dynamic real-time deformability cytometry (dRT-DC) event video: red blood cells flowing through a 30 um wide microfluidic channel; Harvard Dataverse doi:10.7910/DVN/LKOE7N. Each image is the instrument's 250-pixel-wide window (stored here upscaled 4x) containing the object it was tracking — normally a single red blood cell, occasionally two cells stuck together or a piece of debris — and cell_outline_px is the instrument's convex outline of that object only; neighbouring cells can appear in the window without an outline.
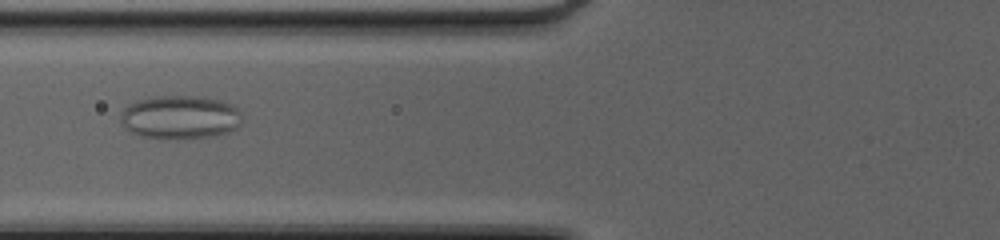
{"species": "common noctule bat (a hibernating species)", "species_latin": "Nyctalus noctula", "temperature_condition": "cold", "stored_images_in_passage": 56, "camera_frame_rate_fps": 3000, "um_per_image_px": 0.085, "animal": {"sex": "female", "body_mass_g": 20.0, "forearm_length_mm": 54.0}, "frame": {"image": 1, "passage_image": 25, "time_ms": 8.0, "image_size_px": [1000, 240], "cell_outline_px": [[240, 124], [236, 128], [228, 132], [208, 136], [176, 140], [160, 140], [140, 136], [132, 132], [120, 120], [124, 108], [136, 100], [152, 96], [204, 96], [220, 100], [236, 108], [240, 112]], "centroid_in_image_um": [15.28, 9.97], "position_along_channel_um": 110.5, "area_um2": 30.98}}
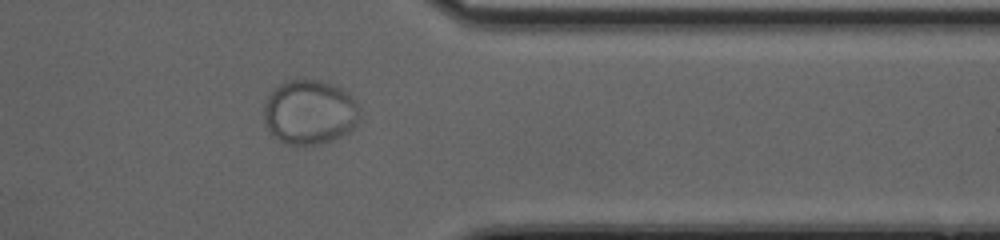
{"frame": {"image": 2, "passage_image": 47, "time_ms": 15.333, "image_size_px": [1000, 240], "cell_outline_px": [[356, 124], [348, 132], [340, 136], [316, 144], [288, 144], [280, 140], [268, 128], [264, 116], [264, 104], [268, 96], [284, 80], [320, 80], [332, 84], [340, 88], [352, 96], [356, 104]], "centroid_in_image_um": [26.28, 9.51], "position_along_channel_um": 385.1, "area_um2": 35.08}}